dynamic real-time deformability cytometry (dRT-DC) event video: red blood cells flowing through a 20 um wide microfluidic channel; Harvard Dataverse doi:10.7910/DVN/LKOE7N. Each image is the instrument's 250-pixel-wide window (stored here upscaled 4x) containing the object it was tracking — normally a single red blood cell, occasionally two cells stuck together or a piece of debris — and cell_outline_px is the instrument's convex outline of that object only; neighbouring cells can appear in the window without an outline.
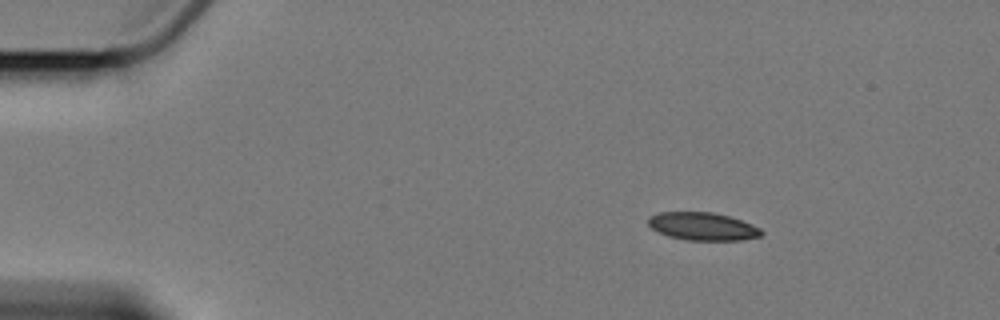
{"species": "Egyptian fruit bat (a non-hibernating species)", "species_latin": "Rousettus aegyptiacus", "temperature_condition": "cold", "stored_images_in_passage": 4, "camera_frame_rate_fps": 3000, "um_per_image_px": 0.085, "animal": {"sex": "female"}, "frame": {"image": 1, "passage_image": 1, "time_ms": 0.0, "image_size_px": [1000, 320], "cell_outline_px": [[764, 232], [760, 236], [740, 240], [688, 240], [668, 236], [652, 228], [648, 224], [648, 216], [660, 212], [712, 212], [728, 216], [752, 224], [760, 228]], "centroid_in_image_um": [59.72, 19.24], "position_along_channel_um": 25.3, "area_um2": 18.26}}
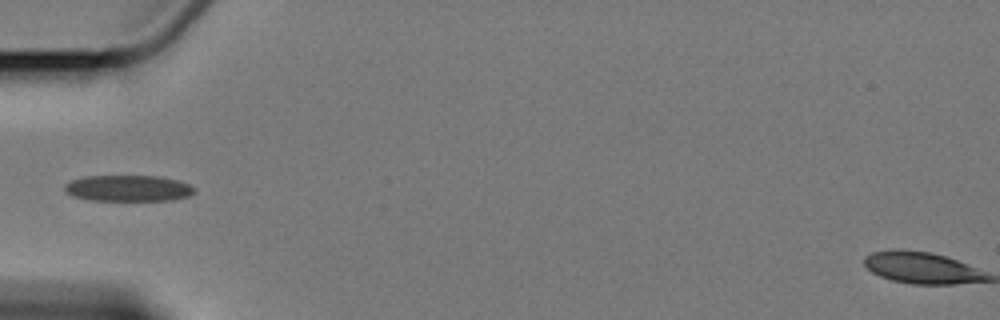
{"frame": {"image": 2, "passage_image": 4, "time_ms": 3.667, "image_size_px": [1000, 320], "cell_outline_px": [[196, 192], [188, 196], [172, 200], [88, 200], [72, 196], [64, 188], [64, 184], [72, 180], [84, 176], [160, 176], [176, 180], [188, 184], [196, 188]], "centroid_in_image_um": [10.9, 16.0], "position_along_channel_um": 74.1, "area_um2": 19.77}}